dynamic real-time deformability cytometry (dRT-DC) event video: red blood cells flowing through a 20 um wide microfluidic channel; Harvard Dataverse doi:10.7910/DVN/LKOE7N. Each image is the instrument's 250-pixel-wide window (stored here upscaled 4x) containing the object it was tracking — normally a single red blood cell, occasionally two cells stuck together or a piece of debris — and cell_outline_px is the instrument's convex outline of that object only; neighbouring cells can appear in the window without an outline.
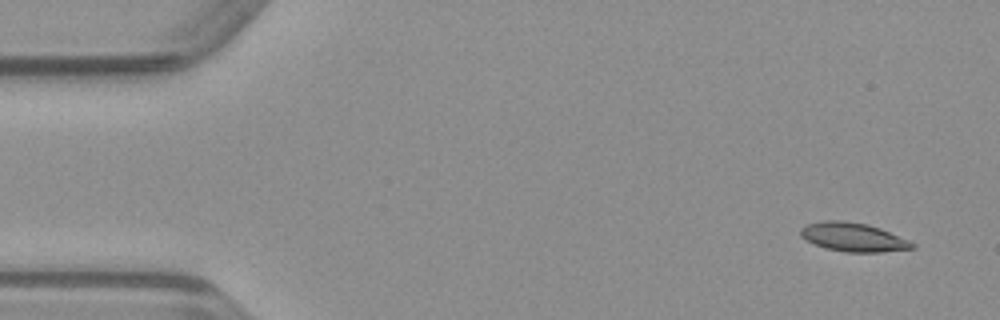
{"species": "common noctule bat (a hibernating species)", "species_latin": "Nyctalus noctula", "temperature_condition": "warm", "stored_images_in_passage": 51, "camera_frame_rate_fps": 3000, "um_per_image_px": 0.085, "animal": {"sex": "male", "body_mass_g": 23.1, "forearm_length_mm": 52.7}, "frame": {"image": 1, "passage_image": 3, "time_ms": 0.667, "image_size_px": [1000, 320], "cell_outline_px": [[916, 248], [880, 252], [844, 252], [824, 248], [800, 236], [800, 228], [808, 224], [820, 220], [844, 220], [868, 224], [880, 228], [908, 240], [916, 244]], "centroid_in_image_um": [72.52, 20.15], "position_along_channel_um": 12.5, "area_um2": 18.79}}
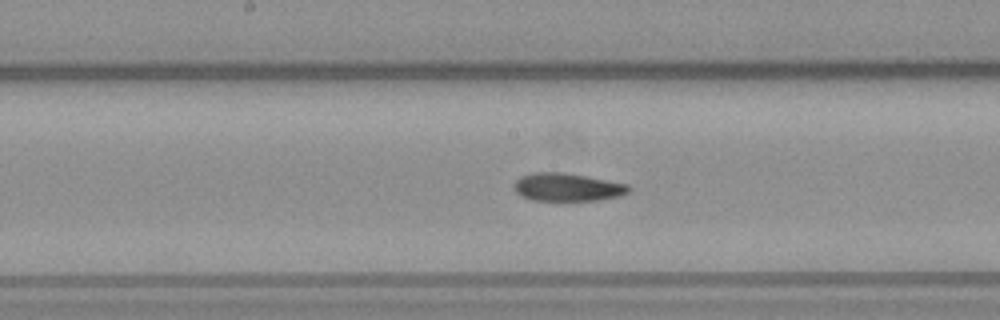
{"frame": {"image": 2, "passage_image": 25, "time_ms": 8.0, "image_size_px": [1000, 320], "cell_outline_px": [[632, 188], [628, 192], [620, 196], [600, 200], [532, 200], [520, 196], [512, 188], [516, 180], [520, 176], [532, 172], [560, 172], [584, 176], [628, 184]], "centroid_in_image_um": [48.19, 15.91], "position_along_channel_um": 200.0, "area_um2": 18.73}}
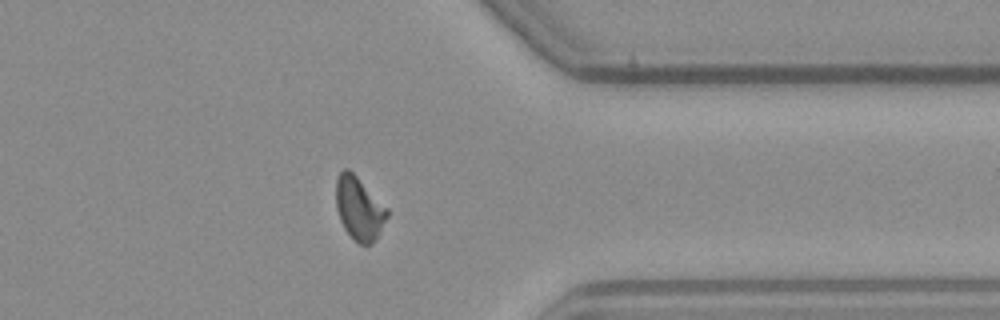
{"frame": {"image": 3, "passage_image": 39, "time_ms": 12.667, "image_size_px": [1000, 320], "cell_outline_px": [[388, 216], [372, 244], [360, 244], [344, 228], [340, 220], [336, 208], [336, 176], [344, 168], [348, 168], [388, 208]], "centroid_in_image_um": [30.51, 17.69], "position_along_channel_um": 380.9, "area_um2": 18.55}}